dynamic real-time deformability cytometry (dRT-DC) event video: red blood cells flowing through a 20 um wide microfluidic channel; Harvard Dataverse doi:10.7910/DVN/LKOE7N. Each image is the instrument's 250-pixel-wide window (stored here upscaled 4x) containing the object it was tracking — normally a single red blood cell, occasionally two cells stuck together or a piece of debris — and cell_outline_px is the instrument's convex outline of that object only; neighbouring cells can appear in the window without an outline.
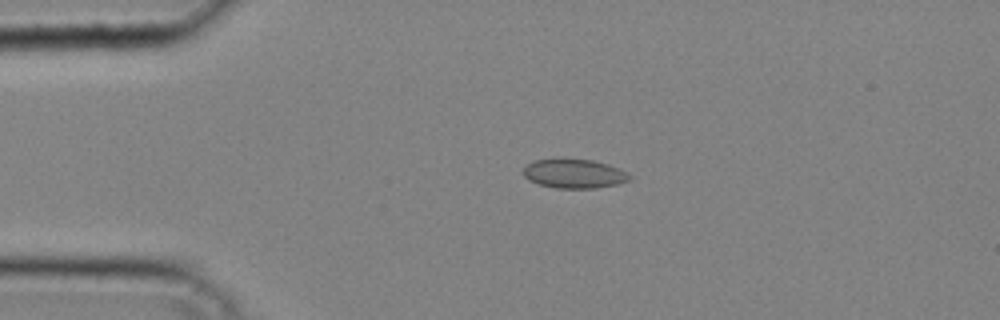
{"species": "common noctule bat (a hibernating species)", "species_latin": "Nyctalus noctula", "temperature_condition": "cold", "stored_images_in_passage": 39, "camera_frame_rate_fps": 3000, "um_per_image_px": 0.085, "animal": {"sex": "male", "body_mass_g": 20.4}, "frame": {"image": 1, "passage_image": 8, "time_ms": 2.333, "image_size_px": [1000, 320], "cell_outline_px": [[632, 180], [616, 184], [596, 188], [556, 188], [540, 184], [528, 180], [524, 176], [524, 168], [528, 164], [536, 160], [592, 160], [608, 164], [628, 172], [632, 176]], "centroid_in_image_um": [48.86, 14.78], "position_along_channel_um": 36.1, "area_um2": 17.74}}
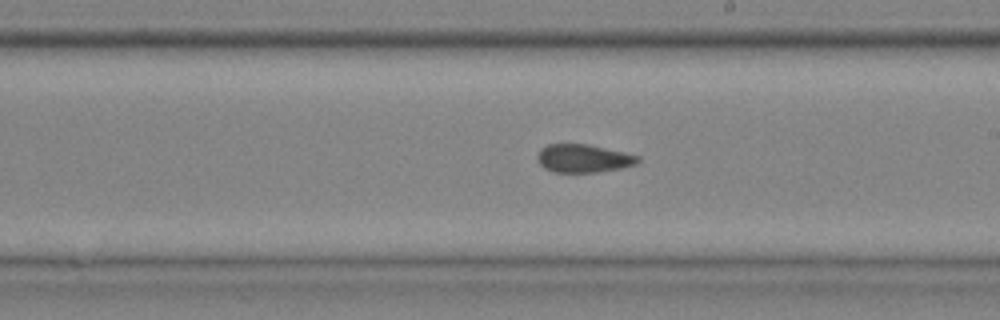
{"frame": {"image": 2, "passage_image": 23, "time_ms": 7.333, "image_size_px": [1000, 320], "cell_outline_px": [[640, 160], [636, 164], [624, 168], [596, 172], [552, 172], [544, 168], [536, 160], [536, 156], [540, 148], [548, 144], [588, 144], [624, 152], [640, 156]], "centroid_in_image_um": [49.57, 13.46], "position_along_channel_um": 239.4, "area_um2": 16.7}}
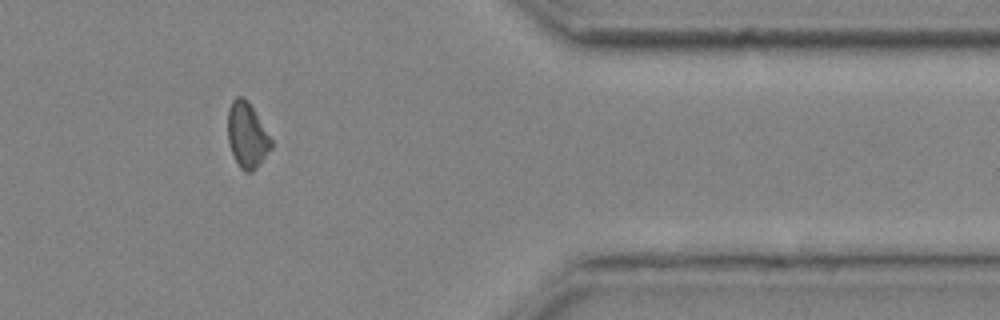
{"frame": {"image": 3, "passage_image": 34, "time_ms": 11.0, "image_size_px": [1000, 320], "cell_outline_px": [[272, 148], [256, 168], [252, 172], [244, 172], [240, 168], [232, 152], [228, 140], [228, 108], [232, 100], [236, 96], [244, 96], [248, 100], [272, 140]], "centroid_in_image_um": [20.99, 11.47], "position_along_channel_um": 390.4, "area_um2": 16.47}}